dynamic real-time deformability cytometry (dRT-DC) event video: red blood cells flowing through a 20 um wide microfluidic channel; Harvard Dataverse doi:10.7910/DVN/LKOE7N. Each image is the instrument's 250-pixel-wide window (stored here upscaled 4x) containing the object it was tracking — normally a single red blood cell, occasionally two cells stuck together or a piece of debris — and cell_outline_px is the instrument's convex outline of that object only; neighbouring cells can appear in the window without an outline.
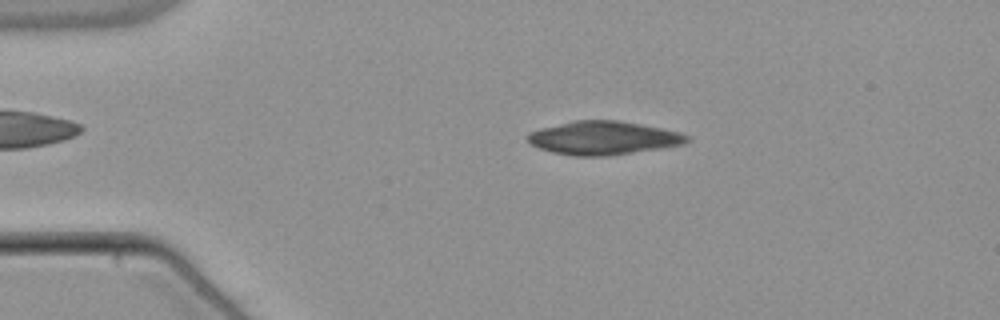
{"species": "common noctule bat (a hibernating species)", "species_latin": "Nyctalus noctula", "temperature_condition": "warm", "stored_images_in_passage": 44, "camera_frame_rate_fps": 3000, "um_per_image_px": 0.085, "animal": {"sex": "male", "body_mass_g": 21.5, "forearm_length_mm": 52.0}, "frame": {"image": 1, "passage_image": 2, "time_ms": 0.333, "image_size_px": [1000, 320], "cell_outline_px": [[688, 140], [684, 144], [660, 148], [604, 156], [572, 156], [552, 152], [540, 148], [532, 144], [524, 136], [528, 132], [540, 128], [572, 120], [616, 120], [640, 124], [680, 132], [688, 136]], "centroid_in_image_um": [51.22, 11.72], "position_along_channel_um": 33.8, "area_um2": 30.92}}